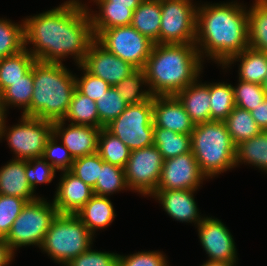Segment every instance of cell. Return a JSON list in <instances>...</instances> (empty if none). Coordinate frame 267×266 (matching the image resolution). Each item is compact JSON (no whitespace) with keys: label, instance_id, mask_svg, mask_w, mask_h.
<instances>
[{"label":"cell","instance_id":"1","mask_svg":"<svg viewBox=\"0 0 267 266\" xmlns=\"http://www.w3.org/2000/svg\"><path fill=\"white\" fill-rule=\"evenodd\" d=\"M89 13L78 0H70L57 8L26 18L25 47L33 44L34 48L29 52L39 62L60 64L70 54L78 66L82 65L90 44L95 40Z\"/></svg>","mask_w":267,"mask_h":266},{"label":"cell","instance_id":"2","mask_svg":"<svg viewBox=\"0 0 267 266\" xmlns=\"http://www.w3.org/2000/svg\"><path fill=\"white\" fill-rule=\"evenodd\" d=\"M195 45L201 58L207 53L224 65L249 47L248 11L232 2L198 7Z\"/></svg>","mask_w":267,"mask_h":266},{"label":"cell","instance_id":"3","mask_svg":"<svg viewBox=\"0 0 267 266\" xmlns=\"http://www.w3.org/2000/svg\"><path fill=\"white\" fill-rule=\"evenodd\" d=\"M201 60L195 44L155 43L143 68L152 95H176L197 81Z\"/></svg>","mask_w":267,"mask_h":266},{"label":"cell","instance_id":"4","mask_svg":"<svg viewBox=\"0 0 267 266\" xmlns=\"http://www.w3.org/2000/svg\"><path fill=\"white\" fill-rule=\"evenodd\" d=\"M75 78L62 63L36 61L31 105L23 115L51 122L64 120L76 89Z\"/></svg>","mask_w":267,"mask_h":266},{"label":"cell","instance_id":"5","mask_svg":"<svg viewBox=\"0 0 267 266\" xmlns=\"http://www.w3.org/2000/svg\"><path fill=\"white\" fill-rule=\"evenodd\" d=\"M191 151L206 178L236 166V146L224 122L195 125L191 133Z\"/></svg>","mask_w":267,"mask_h":266},{"label":"cell","instance_id":"6","mask_svg":"<svg viewBox=\"0 0 267 266\" xmlns=\"http://www.w3.org/2000/svg\"><path fill=\"white\" fill-rule=\"evenodd\" d=\"M93 234L75 214H57L41 245L53 260L64 266L87 251Z\"/></svg>","mask_w":267,"mask_h":266},{"label":"cell","instance_id":"7","mask_svg":"<svg viewBox=\"0 0 267 266\" xmlns=\"http://www.w3.org/2000/svg\"><path fill=\"white\" fill-rule=\"evenodd\" d=\"M57 214L53 202L49 204L39 197L27 202L5 237L13 252L15 248L31 244L41 247L45 234Z\"/></svg>","mask_w":267,"mask_h":266},{"label":"cell","instance_id":"8","mask_svg":"<svg viewBox=\"0 0 267 266\" xmlns=\"http://www.w3.org/2000/svg\"><path fill=\"white\" fill-rule=\"evenodd\" d=\"M153 97L127 108L105 128L131 151L153 145Z\"/></svg>","mask_w":267,"mask_h":266},{"label":"cell","instance_id":"9","mask_svg":"<svg viewBox=\"0 0 267 266\" xmlns=\"http://www.w3.org/2000/svg\"><path fill=\"white\" fill-rule=\"evenodd\" d=\"M95 40L107 51L136 69L144 68L155 44L148 37L141 35L132 25L101 30L95 36Z\"/></svg>","mask_w":267,"mask_h":266},{"label":"cell","instance_id":"10","mask_svg":"<svg viewBox=\"0 0 267 266\" xmlns=\"http://www.w3.org/2000/svg\"><path fill=\"white\" fill-rule=\"evenodd\" d=\"M196 23L191 0H161L159 44H195Z\"/></svg>","mask_w":267,"mask_h":266},{"label":"cell","instance_id":"11","mask_svg":"<svg viewBox=\"0 0 267 266\" xmlns=\"http://www.w3.org/2000/svg\"><path fill=\"white\" fill-rule=\"evenodd\" d=\"M21 123L7 132L8 144L17 160H31L43 156L45 145L53 134V122L22 115Z\"/></svg>","mask_w":267,"mask_h":266},{"label":"cell","instance_id":"12","mask_svg":"<svg viewBox=\"0 0 267 266\" xmlns=\"http://www.w3.org/2000/svg\"><path fill=\"white\" fill-rule=\"evenodd\" d=\"M162 166L163 158L155 145L131 151L124 168L127 186L152 196L157 190Z\"/></svg>","mask_w":267,"mask_h":266},{"label":"cell","instance_id":"13","mask_svg":"<svg viewBox=\"0 0 267 266\" xmlns=\"http://www.w3.org/2000/svg\"><path fill=\"white\" fill-rule=\"evenodd\" d=\"M205 177L191 151L163 160L157 190H196Z\"/></svg>","mask_w":267,"mask_h":266},{"label":"cell","instance_id":"14","mask_svg":"<svg viewBox=\"0 0 267 266\" xmlns=\"http://www.w3.org/2000/svg\"><path fill=\"white\" fill-rule=\"evenodd\" d=\"M82 66L111 86H115L137 70L131 64L107 51L96 40L90 44Z\"/></svg>","mask_w":267,"mask_h":266},{"label":"cell","instance_id":"15","mask_svg":"<svg viewBox=\"0 0 267 266\" xmlns=\"http://www.w3.org/2000/svg\"><path fill=\"white\" fill-rule=\"evenodd\" d=\"M200 242L209 261L236 262V248L230 231L218 219L203 218L198 224Z\"/></svg>","mask_w":267,"mask_h":266},{"label":"cell","instance_id":"16","mask_svg":"<svg viewBox=\"0 0 267 266\" xmlns=\"http://www.w3.org/2000/svg\"><path fill=\"white\" fill-rule=\"evenodd\" d=\"M64 122L65 120L53 122V134L57 138L58 135L61 137L62 143L73 159L97 152L101 128L70 123L65 129Z\"/></svg>","mask_w":267,"mask_h":266},{"label":"cell","instance_id":"17","mask_svg":"<svg viewBox=\"0 0 267 266\" xmlns=\"http://www.w3.org/2000/svg\"><path fill=\"white\" fill-rule=\"evenodd\" d=\"M153 125L180 134H191L195 124L175 95L153 96Z\"/></svg>","mask_w":267,"mask_h":266},{"label":"cell","instance_id":"18","mask_svg":"<svg viewBox=\"0 0 267 266\" xmlns=\"http://www.w3.org/2000/svg\"><path fill=\"white\" fill-rule=\"evenodd\" d=\"M60 179L54 206L59 214H75L94 196L93 188L70 171H64Z\"/></svg>","mask_w":267,"mask_h":266},{"label":"cell","instance_id":"19","mask_svg":"<svg viewBox=\"0 0 267 266\" xmlns=\"http://www.w3.org/2000/svg\"><path fill=\"white\" fill-rule=\"evenodd\" d=\"M194 191L196 190H156L152 196L160 201L163 209L172 218L182 222L194 221L198 225L203 218L198 214Z\"/></svg>","mask_w":267,"mask_h":266},{"label":"cell","instance_id":"20","mask_svg":"<svg viewBox=\"0 0 267 266\" xmlns=\"http://www.w3.org/2000/svg\"><path fill=\"white\" fill-rule=\"evenodd\" d=\"M28 183L25 160L14 159L0 169V194L15 196L27 202L37 199Z\"/></svg>","mask_w":267,"mask_h":266},{"label":"cell","instance_id":"21","mask_svg":"<svg viewBox=\"0 0 267 266\" xmlns=\"http://www.w3.org/2000/svg\"><path fill=\"white\" fill-rule=\"evenodd\" d=\"M175 96L195 125L211 121L209 84L195 81Z\"/></svg>","mask_w":267,"mask_h":266},{"label":"cell","instance_id":"22","mask_svg":"<svg viewBox=\"0 0 267 266\" xmlns=\"http://www.w3.org/2000/svg\"><path fill=\"white\" fill-rule=\"evenodd\" d=\"M75 215L93 234L110 225L116 216L108 197L94 195Z\"/></svg>","mask_w":267,"mask_h":266},{"label":"cell","instance_id":"23","mask_svg":"<svg viewBox=\"0 0 267 266\" xmlns=\"http://www.w3.org/2000/svg\"><path fill=\"white\" fill-rule=\"evenodd\" d=\"M131 25L141 35L159 44L161 0H143L133 11Z\"/></svg>","mask_w":267,"mask_h":266},{"label":"cell","instance_id":"24","mask_svg":"<svg viewBox=\"0 0 267 266\" xmlns=\"http://www.w3.org/2000/svg\"><path fill=\"white\" fill-rule=\"evenodd\" d=\"M237 59L241 61L239 80L262 85L267 76V53L248 47L232 56L223 66L238 61Z\"/></svg>","mask_w":267,"mask_h":266},{"label":"cell","instance_id":"25","mask_svg":"<svg viewBox=\"0 0 267 266\" xmlns=\"http://www.w3.org/2000/svg\"><path fill=\"white\" fill-rule=\"evenodd\" d=\"M37 60L26 47L19 53L0 60V94L13 82L20 80Z\"/></svg>","mask_w":267,"mask_h":266},{"label":"cell","instance_id":"26","mask_svg":"<svg viewBox=\"0 0 267 266\" xmlns=\"http://www.w3.org/2000/svg\"><path fill=\"white\" fill-rule=\"evenodd\" d=\"M96 3L100 7V13L98 15L90 13L94 36L101 30L131 25L133 11L129 6L112 5V2Z\"/></svg>","mask_w":267,"mask_h":266},{"label":"cell","instance_id":"27","mask_svg":"<svg viewBox=\"0 0 267 266\" xmlns=\"http://www.w3.org/2000/svg\"><path fill=\"white\" fill-rule=\"evenodd\" d=\"M153 145L163 160L191 152V134H180L154 126Z\"/></svg>","mask_w":267,"mask_h":266},{"label":"cell","instance_id":"28","mask_svg":"<svg viewBox=\"0 0 267 266\" xmlns=\"http://www.w3.org/2000/svg\"><path fill=\"white\" fill-rule=\"evenodd\" d=\"M235 146L259 134L262 129L254 121L251 112L237 106L223 121Z\"/></svg>","mask_w":267,"mask_h":266},{"label":"cell","instance_id":"29","mask_svg":"<svg viewBox=\"0 0 267 266\" xmlns=\"http://www.w3.org/2000/svg\"><path fill=\"white\" fill-rule=\"evenodd\" d=\"M249 47L267 53V0H255L248 11Z\"/></svg>","mask_w":267,"mask_h":266},{"label":"cell","instance_id":"30","mask_svg":"<svg viewBox=\"0 0 267 266\" xmlns=\"http://www.w3.org/2000/svg\"><path fill=\"white\" fill-rule=\"evenodd\" d=\"M246 162L267 172V131L262 130L255 137L236 146L235 165Z\"/></svg>","mask_w":267,"mask_h":266},{"label":"cell","instance_id":"31","mask_svg":"<svg viewBox=\"0 0 267 266\" xmlns=\"http://www.w3.org/2000/svg\"><path fill=\"white\" fill-rule=\"evenodd\" d=\"M97 153L104 162L125 168L131 150L106 128H101Z\"/></svg>","mask_w":267,"mask_h":266},{"label":"cell","instance_id":"32","mask_svg":"<svg viewBox=\"0 0 267 266\" xmlns=\"http://www.w3.org/2000/svg\"><path fill=\"white\" fill-rule=\"evenodd\" d=\"M70 120L72 124L89 125L99 128V115L96 103L89 97L74 90L70 107L64 120Z\"/></svg>","mask_w":267,"mask_h":266},{"label":"cell","instance_id":"33","mask_svg":"<svg viewBox=\"0 0 267 266\" xmlns=\"http://www.w3.org/2000/svg\"><path fill=\"white\" fill-rule=\"evenodd\" d=\"M33 95V66L20 80L13 82L1 94L0 101L5 109L9 105L21 106L25 113L31 105Z\"/></svg>","mask_w":267,"mask_h":266},{"label":"cell","instance_id":"34","mask_svg":"<svg viewBox=\"0 0 267 266\" xmlns=\"http://www.w3.org/2000/svg\"><path fill=\"white\" fill-rule=\"evenodd\" d=\"M211 121L223 122L235 107L231 84H209Z\"/></svg>","mask_w":267,"mask_h":266},{"label":"cell","instance_id":"35","mask_svg":"<svg viewBox=\"0 0 267 266\" xmlns=\"http://www.w3.org/2000/svg\"><path fill=\"white\" fill-rule=\"evenodd\" d=\"M129 188L127 186L124 169L103 162L100 166V174L97 178L96 185L93 189L94 195L107 197L110 193Z\"/></svg>","mask_w":267,"mask_h":266},{"label":"cell","instance_id":"36","mask_svg":"<svg viewBox=\"0 0 267 266\" xmlns=\"http://www.w3.org/2000/svg\"><path fill=\"white\" fill-rule=\"evenodd\" d=\"M25 48L24 22L16 25L0 20V60L19 53Z\"/></svg>","mask_w":267,"mask_h":266},{"label":"cell","instance_id":"37","mask_svg":"<svg viewBox=\"0 0 267 266\" xmlns=\"http://www.w3.org/2000/svg\"><path fill=\"white\" fill-rule=\"evenodd\" d=\"M95 103L99 115V128H105L128 106L114 86H111Z\"/></svg>","mask_w":267,"mask_h":266},{"label":"cell","instance_id":"38","mask_svg":"<svg viewBox=\"0 0 267 266\" xmlns=\"http://www.w3.org/2000/svg\"><path fill=\"white\" fill-rule=\"evenodd\" d=\"M144 83H147L145 72L143 69H137L114 87L128 104H138L150 100L153 97L150 90L140 91V86Z\"/></svg>","mask_w":267,"mask_h":266},{"label":"cell","instance_id":"39","mask_svg":"<svg viewBox=\"0 0 267 266\" xmlns=\"http://www.w3.org/2000/svg\"><path fill=\"white\" fill-rule=\"evenodd\" d=\"M104 160L96 152L74 159L70 172L94 189Z\"/></svg>","mask_w":267,"mask_h":266},{"label":"cell","instance_id":"40","mask_svg":"<svg viewBox=\"0 0 267 266\" xmlns=\"http://www.w3.org/2000/svg\"><path fill=\"white\" fill-rule=\"evenodd\" d=\"M239 82L236 88L233 87L235 106L252 111L266 97L262 85L242 80H239Z\"/></svg>","mask_w":267,"mask_h":266},{"label":"cell","instance_id":"41","mask_svg":"<svg viewBox=\"0 0 267 266\" xmlns=\"http://www.w3.org/2000/svg\"><path fill=\"white\" fill-rule=\"evenodd\" d=\"M27 203L25 199L0 194V237H6Z\"/></svg>","mask_w":267,"mask_h":266},{"label":"cell","instance_id":"42","mask_svg":"<svg viewBox=\"0 0 267 266\" xmlns=\"http://www.w3.org/2000/svg\"><path fill=\"white\" fill-rule=\"evenodd\" d=\"M57 138L54 134L48 139L43 153V158L47 161L51 160L49 164L55 170L70 171L74 162L73 157L70 155L68 149L62 145H57Z\"/></svg>","mask_w":267,"mask_h":266},{"label":"cell","instance_id":"43","mask_svg":"<svg viewBox=\"0 0 267 266\" xmlns=\"http://www.w3.org/2000/svg\"><path fill=\"white\" fill-rule=\"evenodd\" d=\"M25 172L28 183L34 191L38 183H50L55 176L56 170L43 157H39L28 161L25 160Z\"/></svg>","mask_w":267,"mask_h":266},{"label":"cell","instance_id":"44","mask_svg":"<svg viewBox=\"0 0 267 266\" xmlns=\"http://www.w3.org/2000/svg\"><path fill=\"white\" fill-rule=\"evenodd\" d=\"M79 67L84 70V76H82L80 80L79 78H75L76 89L83 95L96 101L111 87V85L100 77L89 73L82 65H79Z\"/></svg>","mask_w":267,"mask_h":266},{"label":"cell","instance_id":"45","mask_svg":"<svg viewBox=\"0 0 267 266\" xmlns=\"http://www.w3.org/2000/svg\"><path fill=\"white\" fill-rule=\"evenodd\" d=\"M66 266H118V254L91 250L70 260Z\"/></svg>","mask_w":267,"mask_h":266},{"label":"cell","instance_id":"46","mask_svg":"<svg viewBox=\"0 0 267 266\" xmlns=\"http://www.w3.org/2000/svg\"><path fill=\"white\" fill-rule=\"evenodd\" d=\"M164 255L157 251L138 252L130 256L118 255V266H169Z\"/></svg>","mask_w":267,"mask_h":266},{"label":"cell","instance_id":"47","mask_svg":"<svg viewBox=\"0 0 267 266\" xmlns=\"http://www.w3.org/2000/svg\"><path fill=\"white\" fill-rule=\"evenodd\" d=\"M250 112L257 125L267 131V97Z\"/></svg>","mask_w":267,"mask_h":266},{"label":"cell","instance_id":"48","mask_svg":"<svg viewBox=\"0 0 267 266\" xmlns=\"http://www.w3.org/2000/svg\"><path fill=\"white\" fill-rule=\"evenodd\" d=\"M14 253L5 237H0V266H7L13 259Z\"/></svg>","mask_w":267,"mask_h":266},{"label":"cell","instance_id":"49","mask_svg":"<svg viewBox=\"0 0 267 266\" xmlns=\"http://www.w3.org/2000/svg\"><path fill=\"white\" fill-rule=\"evenodd\" d=\"M143 0H94V2H112V5L129 6L134 11Z\"/></svg>","mask_w":267,"mask_h":266},{"label":"cell","instance_id":"50","mask_svg":"<svg viewBox=\"0 0 267 266\" xmlns=\"http://www.w3.org/2000/svg\"><path fill=\"white\" fill-rule=\"evenodd\" d=\"M5 107L4 105L1 103L0 101V138H2V136L6 135L7 130L6 125H5Z\"/></svg>","mask_w":267,"mask_h":266},{"label":"cell","instance_id":"51","mask_svg":"<svg viewBox=\"0 0 267 266\" xmlns=\"http://www.w3.org/2000/svg\"><path fill=\"white\" fill-rule=\"evenodd\" d=\"M234 263H236V262H219V261H209V260H207L201 266H234Z\"/></svg>","mask_w":267,"mask_h":266},{"label":"cell","instance_id":"52","mask_svg":"<svg viewBox=\"0 0 267 266\" xmlns=\"http://www.w3.org/2000/svg\"><path fill=\"white\" fill-rule=\"evenodd\" d=\"M262 88H263V91L265 92V95L267 97V76H266V79L262 83Z\"/></svg>","mask_w":267,"mask_h":266}]
</instances>
